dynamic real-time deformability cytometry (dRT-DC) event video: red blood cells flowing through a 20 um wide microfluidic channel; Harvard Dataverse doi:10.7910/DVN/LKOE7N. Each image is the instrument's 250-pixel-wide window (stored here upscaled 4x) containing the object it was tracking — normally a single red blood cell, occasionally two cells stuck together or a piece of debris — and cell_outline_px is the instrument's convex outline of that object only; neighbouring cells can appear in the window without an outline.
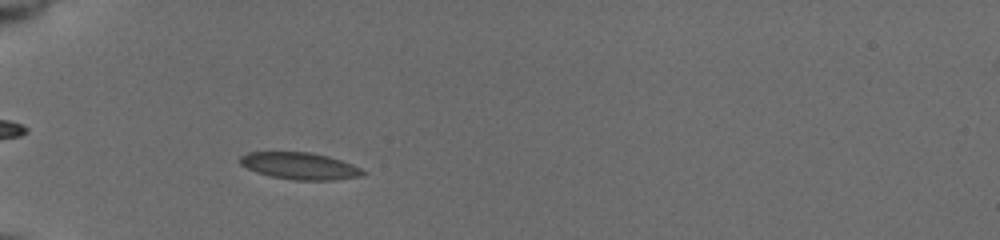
{"species": "common noctule bat (a hibernating species)", "species_latin": "Nyctalus noctula", "temperature_condition": "cold", "stored_images_in_passage": 46, "camera_frame_rate_fps": 3000, "um_per_image_px": 0.085, "animal": {"sex": "female", "body_mass_g": 19.5, "forearm_length_mm": 54.1}, "frame": {"image": 1, "passage_image": 9, "time_ms": 2.667, "image_size_px": [1000, 240], "cell_outline_px": [[368, 172], [360, 176], [332, 180], [292, 180], [272, 176], [256, 172], [240, 164], [240, 156], [248, 152], [312, 152], [328, 156], [352, 164]], "centroid_in_image_um": [25.49, 14.1], "position_along_channel_um": 59.5, "area_um2": 19.19}}
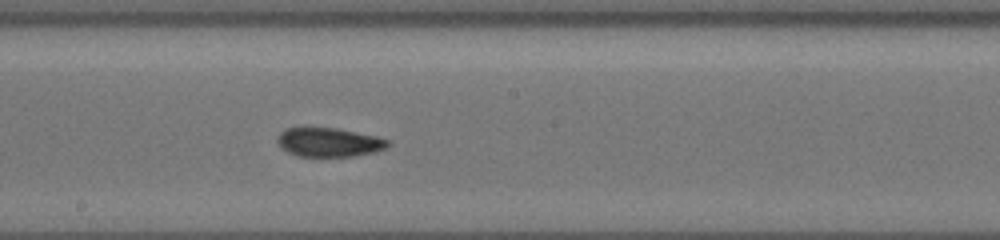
{"frame": {"image": 2, "passage_image": 23, "time_ms": 7.333, "image_size_px": [1000, 240], "cell_outline_px": [[392, 144], [376, 152], [356, 156], [296, 156], [280, 148], [276, 140], [276, 136], [284, 128], [336, 128], [376, 136], [392, 140]], "centroid_in_image_um": [27.97, 12.09], "position_along_channel_um": 220.2, "area_um2": 18.9}}
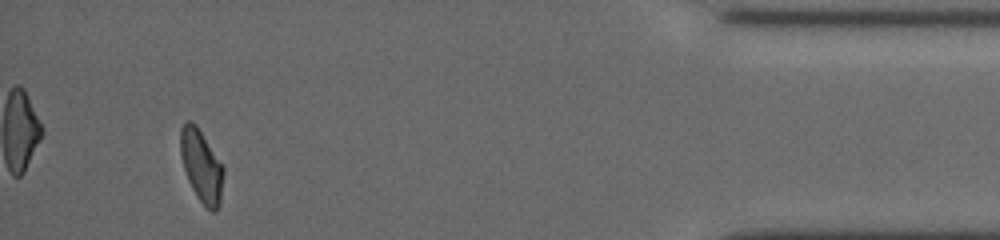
{"frame": {"image": 3, "passage_image": 43, "time_ms": 14.0, "image_size_px": [1000, 240], "cell_outline_px": [[224, 172], [220, 204], [216, 212], [212, 212], [196, 196], [188, 180], [180, 156], [180, 128], [184, 120], [192, 120], [196, 124], [224, 168]], "centroid_in_image_um": [17.1, 14.08], "position_along_channel_um": 418.1, "area_um2": 18.15}, "authors_computed_cell_mechanics": {"area_um2": 18.4382, "velocity_mm_per_s": 3.7406, "shape_relaxation_time_tau1_ms": null, "shape_relaxation_time_tau2_ms": 2.3474, "deformation_change_tau1": null, "deformation_change_tau2": 0.0754}}